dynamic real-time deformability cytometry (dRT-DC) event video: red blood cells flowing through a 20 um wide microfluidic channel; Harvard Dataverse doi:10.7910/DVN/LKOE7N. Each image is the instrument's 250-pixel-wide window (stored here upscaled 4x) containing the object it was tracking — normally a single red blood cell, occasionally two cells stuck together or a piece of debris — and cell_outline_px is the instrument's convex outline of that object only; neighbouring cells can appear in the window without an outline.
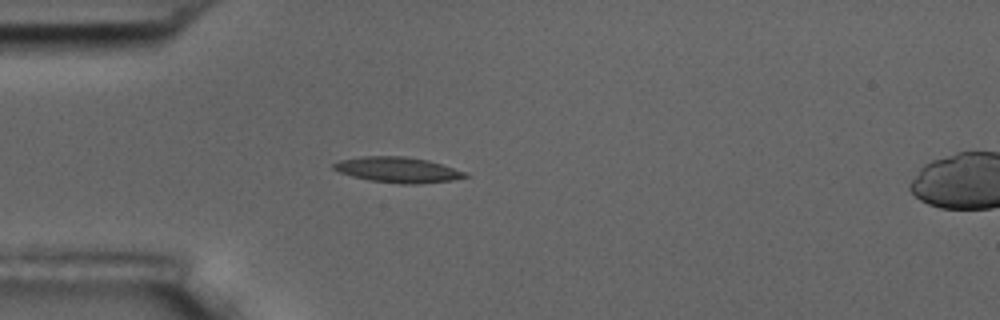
{"species": "common noctule bat (a hibernating species)", "species_latin": "Nyctalus noctula", "temperature_condition": "room temperature", "stored_images_in_passage": 5, "camera_frame_rate_fps": 3000, "um_per_image_px": 0.085, "animal": {"sex": "male", "body_mass_g": 17.5, "forearm_length_mm": 52.3}, "frame": {"image": 1, "passage_image": 4, "time_ms": 3.333, "image_size_px": [1000, 320], "cell_outline_px": [[468, 176], [452, 180], [420, 184], [400, 184], [368, 180], [352, 176], [340, 172], [332, 168], [332, 164], [340, 160], [364, 156], [404, 156], [428, 160], [468, 172]], "centroid_in_image_um": [33.82, 14.44], "position_along_channel_um": 51.2, "area_um2": 19.59}}